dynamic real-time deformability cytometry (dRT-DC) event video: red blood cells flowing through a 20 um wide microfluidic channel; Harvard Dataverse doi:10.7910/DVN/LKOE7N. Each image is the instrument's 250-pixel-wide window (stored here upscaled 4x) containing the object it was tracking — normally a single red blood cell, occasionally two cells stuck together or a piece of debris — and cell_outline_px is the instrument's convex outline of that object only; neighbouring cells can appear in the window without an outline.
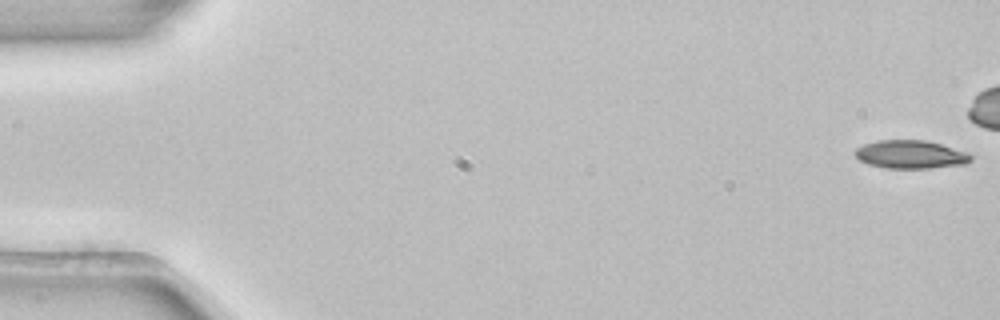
{"species": "common noctule bat (a hibernating species)", "species_latin": "Nyctalus noctula", "temperature_condition": "room temperature", "stored_images_in_passage": 44, "camera_frame_rate_fps": 3000, "um_per_image_px": 0.085, "animal": {"sex": "female", "body_mass_g": 22.7, "forearm_length_mm": 54.2}, "frame": {"image": 1, "passage_image": 1, "time_ms": 0.0, "image_size_px": [1000, 320], "cell_outline_px": [[972, 160], [968, 164], [928, 168], [884, 168], [868, 164], [860, 160], [852, 152], [856, 148], [864, 144], [876, 140], [924, 140], [940, 144], [964, 152], [972, 156]], "centroid_in_image_um": [77.36, 13.13], "position_along_channel_um": 7.6, "area_um2": 19.02}}
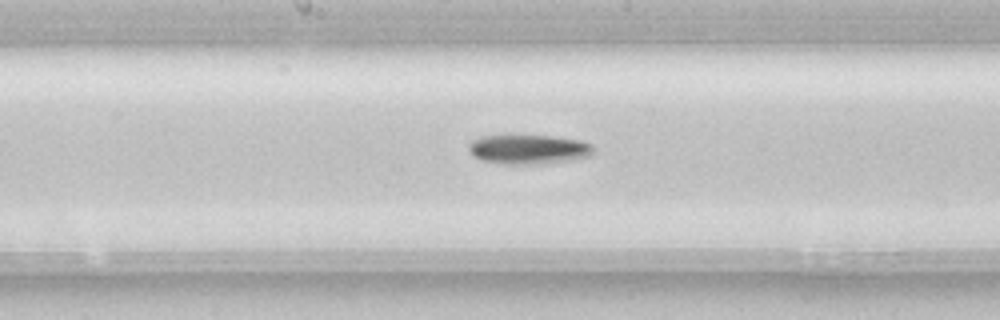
{"frame": {"image": 2, "passage_image": 28, "time_ms": 9.0, "image_size_px": [1000, 320], "cell_outline_px": [[592, 156], [572, 160], [548, 164], [504, 164], [480, 160], [472, 156], [468, 152], [468, 144], [472, 140], [484, 136], [552, 136], [580, 140], [592, 144]], "centroid_in_image_um": [44.92, 12.71], "position_along_channel_um": 203.3, "area_um2": 21.62}}
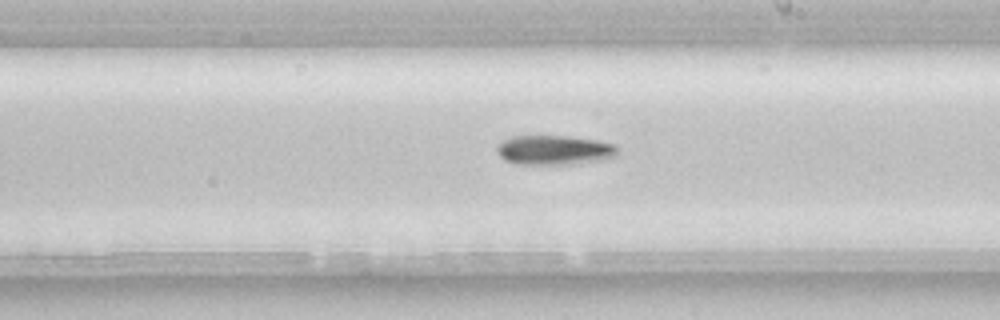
{"frame": {"image": 3, "passage_image": 31, "time_ms": 10.0, "image_size_px": [1000, 320], "cell_outline_px": [[616, 156], [604, 160], [572, 164], [516, 164], [504, 160], [496, 152], [496, 144], [512, 136], [568, 136], [596, 140], [616, 144]], "centroid_in_image_um": [47.09, 12.76], "position_along_channel_um": 241.9, "area_um2": 20.92}}